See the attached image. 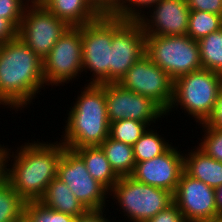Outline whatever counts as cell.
I'll return each mask as SVG.
<instances>
[{
	"mask_svg": "<svg viewBox=\"0 0 222 222\" xmlns=\"http://www.w3.org/2000/svg\"><path fill=\"white\" fill-rule=\"evenodd\" d=\"M44 86L43 60L25 42L17 36L0 44V105L23 110Z\"/></svg>",
	"mask_w": 222,
	"mask_h": 222,
	"instance_id": "obj_1",
	"label": "cell"
},
{
	"mask_svg": "<svg viewBox=\"0 0 222 222\" xmlns=\"http://www.w3.org/2000/svg\"><path fill=\"white\" fill-rule=\"evenodd\" d=\"M12 149L8 148L11 167L8 168L7 181L26 202L39 201L57 177V166L66 147L60 141L41 142L39 139L28 140L17 147V152H11Z\"/></svg>",
	"mask_w": 222,
	"mask_h": 222,
	"instance_id": "obj_2",
	"label": "cell"
},
{
	"mask_svg": "<svg viewBox=\"0 0 222 222\" xmlns=\"http://www.w3.org/2000/svg\"><path fill=\"white\" fill-rule=\"evenodd\" d=\"M83 90V91H82ZM73 106L67 110L65 132L59 139L70 150L100 146L109 137L105 84H85Z\"/></svg>",
	"mask_w": 222,
	"mask_h": 222,
	"instance_id": "obj_3",
	"label": "cell"
},
{
	"mask_svg": "<svg viewBox=\"0 0 222 222\" xmlns=\"http://www.w3.org/2000/svg\"><path fill=\"white\" fill-rule=\"evenodd\" d=\"M222 89V75L208 69H200L174 81V97L166 115L180 106L198 124L205 123L211 116L215 102ZM191 115V116H190Z\"/></svg>",
	"mask_w": 222,
	"mask_h": 222,
	"instance_id": "obj_4",
	"label": "cell"
},
{
	"mask_svg": "<svg viewBox=\"0 0 222 222\" xmlns=\"http://www.w3.org/2000/svg\"><path fill=\"white\" fill-rule=\"evenodd\" d=\"M110 196L120 206V214L124 213L130 222H147L174 203L170 191L138 182L130 176L120 177Z\"/></svg>",
	"mask_w": 222,
	"mask_h": 222,
	"instance_id": "obj_5",
	"label": "cell"
},
{
	"mask_svg": "<svg viewBox=\"0 0 222 222\" xmlns=\"http://www.w3.org/2000/svg\"><path fill=\"white\" fill-rule=\"evenodd\" d=\"M145 54L174 81L202 69L199 43L188 35L146 36Z\"/></svg>",
	"mask_w": 222,
	"mask_h": 222,
	"instance_id": "obj_6",
	"label": "cell"
},
{
	"mask_svg": "<svg viewBox=\"0 0 222 222\" xmlns=\"http://www.w3.org/2000/svg\"><path fill=\"white\" fill-rule=\"evenodd\" d=\"M112 37V15L82 25V63L84 73H92L89 84L110 83Z\"/></svg>",
	"mask_w": 222,
	"mask_h": 222,
	"instance_id": "obj_7",
	"label": "cell"
},
{
	"mask_svg": "<svg viewBox=\"0 0 222 222\" xmlns=\"http://www.w3.org/2000/svg\"><path fill=\"white\" fill-rule=\"evenodd\" d=\"M82 72V26L69 27L43 59L45 84L63 86Z\"/></svg>",
	"mask_w": 222,
	"mask_h": 222,
	"instance_id": "obj_8",
	"label": "cell"
},
{
	"mask_svg": "<svg viewBox=\"0 0 222 222\" xmlns=\"http://www.w3.org/2000/svg\"><path fill=\"white\" fill-rule=\"evenodd\" d=\"M57 178L64 182L88 211L106 209L109 191L88 173L84 161L65 149L57 166Z\"/></svg>",
	"mask_w": 222,
	"mask_h": 222,
	"instance_id": "obj_9",
	"label": "cell"
},
{
	"mask_svg": "<svg viewBox=\"0 0 222 222\" xmlns=\"http://www.w3.org/2000/svg\"><path fill=\"white\" fill-rule=\"evenodd\" d=\"M146 51V35L139 21L113 16L110 83H118Z\"/></svg>",
	"mask_w": 222,
	"mask_h": 222,
	"instance_id": "obj_10",
	"label": "cell"
},
{
	"mask_svg": "<svg viewBox=\"0 0 222 222\" xmlns=\"http://www.w3.org/2000/svg\"><path fill=\"white\" fill-rule=\"evenodd\" d=\"M70 26L47 8L29 4L17 30V36L42 60Z\"/></svg>",
	"mask_w": 222,
	"mask_h": 222,
	"instance_id": "obj_11",
	"label": "cell"
},
{
	"mask_svg": "<svg viewBox=\"0 0 222 222\" xmlns=\"http://www.w3.org/2000/svg\"><path fill=\"white\" fill-rule=\"evenodd\" d=\"M123 88L151 98L165 112L174 97V80L146 54L118 82Z\"/></svg>",
	"mask_w": 222,
	"mask_h": 222,
	"instance_id": "obj_12",
	"label": "cell"
},
{
	"mask_svg": "<svg viewBox=\"0 0 222 222\" xmlns=\"http://www.w3.org/2000/svg\"><path fill=\"white\" fill-rule=\"evenodd\" d=\"M105 99L110 123L132 119L151 126L166 116V112L151 98L127 90L119 83H105Z\"/></svg>",
	"mask_w": 222,
	"mask_h": 222,
	"instance_id": "obj_13",
	"label": "cell"
},
{
	"mask_svg": "<svg viewBox=\"0 0 222 222\" xmlns=\"http://www.w3.org/2000/svg\"><path fill=\"white\" fill-rule=\"evenodd\" d=\"M173 200L186 222H210L217 219L215 189L184 171Z\"/></svg>",
	"mask_w": 222,
	"mask_h": 222,
	"instance_id": "obj_14",
	"label": "cell"
},
{
	"mask_svg": "<svg viewBox=\"0 0 222 222\" xmlns=\"http://www.w3.org/2000/svg\"><path fill=\"white\" fill-rule=\"evenodd\" d=\"M184 171V152L171 146L165 153L135 164L130 177L134 180L175 193Z\"/></svg>",
	"mask_w": 222,
	"mask_h": 222,
	"instance_id": "obj_15",
	"label": "cell"
},
{
	"mask_svg": "<svg viewBox=\"0 0 222 222\" xmlns=\"http://www.w3.org/2000/svg\"><path fill=\"white\" fill-rule=\"evenodd\" d=\"M146 13L138 20L146 36L187 35L190 9L186 0H159Z\"/></svg>",
	"mask_w": 222,
	"mask_h": 222,
	"instance_id": "obj_16",
	"label": "cell"
},
{
	"mask_svg": "<svg viewBox=\"0 0 222 222\" xmlns=\"http://www.w3.org/2000/svg\"><path fill=\"white\" fill-rule=\"evenodd\" d=\"M184 153V172L216 189L222 186V162L207 155L198 145Z\"/></svg>",
	"mask_w": 222,
	"mask_h": 222,
	"instance_id": "obj_17",
	"label": "cell"
},
{
	"mask_svg": "<svg viewBox=\"0 0 222 222\" xmlns=\"http://www.w3.org/2000/svg\"><path fill=\"white\" fill-rule=\"evenodd\" d=\"M39 201L49 209L74 217L82 216L88 212L73 195L71 189L57 177L50 182L45 194Z\"/></svg>",
	"mask_w": 222,
	"mask_h": 222,
	"instance_id": "obj_18",
	"label": "cell"
},
{
	"mask_svg": "<svg viewBox=\"0 0 222 222\" xmlns=\"http://www.w3.org/2000/svg\"><path fill=\"white\" fill-rule=\"evenodd\" d=\"M85 163L88 173L109 192L120 177L112 169L100 146H84L73 150Z\"/></svg>",
	"mask_w": 222,
	"mask_h": 222,
	"instance_id": "obj_19",
	"label": "cell"
},
{
	"mask_svg": "<svg viewBox=\"0 0 222 222\" xmlns=\"http://www.w3.org/2000/svg\"><path fill=\"white\" fill-rule=\"evenodd\" d=\"M46 8L70 27L86 25L101 16L88 0H53Z\"/></svg>",
	"mask_w": 222,
	"mask_h": 222,
	"instance_id": "obj_20",
	"label": "cell"
},
{
	"mask_svg": "<svg viewBox=\"0 0 222 222\" xmlns=\"http://www.w3.org/2000/svg\"><path fill=\"white\" fill-rule=\"evenodd\" d=\"M100 147L114 172L119 176H130L135 167L133 146L108 137Z\"/></svg>",
	"mask_w": 222,
	"mask_h": 222,
	"instance_id": "obj_21",
	"label": "cell"
},
{
	"mask_svg": "<svg viewBox=\"0 0 222 222\" xmlns=\"http://www.w3.org/2000/svg\"><path fill=\"white\" fill-rule=\"evenodd\" d=\"M152 127L154 128L156 126L153 125L151 128H148L133 145L134 159L136 163L151 160L165 153L172 146L169 144V140H166L165 137L159 135L157 130Z\"/></svg>",
	"mask_w": 222,
	"mask_h": 222,
	"instance_id": "obj_22",
	"label": "cell"
},
{
	"mask_svg": "<svg viewBox=\"0 0 222 222\" xmlns=\"http://www.w3.org/2000/svg\"><path fill=\"white\" fill-rule=\"evenodd\" d=\"M198 43L202 68L222 75V28L201 38Z\"/></svg>",
	"mask_w": 222,
	"mask_h": 222,
	"instance_id": "obj_23",
	"label": "cell"
},
{
	"mask_svg": "<svg viewBox=\"0 0 222 222\" xmlns=\"http://www.w3.org/2000/svg\"><path fill=\"white\" fill-rule=\"evenodd\" d=\"M25 203L12 185L5 182L0 186V222H24Z\"/></svg>",
	"mask_w": 222,
	"mask_h": 222,
	"instance_id": "obj_24",
	"label": "cell"
},
{
	"mask_svg": "<svg viewBox=\"0 0 222 222\" xmlns=\"http://www.w3.org/2000/svg\"><path fill=\"white\" fill-rule=\"evenodd\" d=\"M222 28V16L206 11L190 10L187 35L195 41Z\"/></svg>",
	"mask_w": 222,
	"mask_h": 222,
	"instance_id": "obj_25",
	"label": "cell"
},
{
	"mask_svg": "<svg viewBox=\"0 0 222 222\" xmlns=\"http://www.w3.org/2000/svg\"><path fill=\"white\" fill-rule=\"evenodd\" d=\"M150 126L132 119H123L110 123L109 137L133 146Z\"/></svg>",
	"mask_w": 222,
	"mask_h": 222,
	"instance_id": "obj_26",
	"label": "cell"
},
{
	"mask_svg": "<svg viewBox=\"0 0 222 222\" xmlns=\"http://www.w3.org/2000/svg\"><path fill=\"white\" fill-rule=\"evenodd\" d=\"M74 216L54 211L40 201H27L24 206V222H76Z\"/></svg>",
	"mask_w": 222,
	"mask_h": 222,
	"instance_id": "obj_27",
	"label": "cell"
},
{
	"mask_svg": "<svg viewBox=\"0 0 222 222\" xmlns=\"http://www.w3.org/2000/svg\"><path fill=\"white\" fill-rule=\"evenodd\" d=\"M159 0H120L118 9L112 14L124 20L138 21ZM148 8V9H147ZM144 10V11H143Z\"/></svg>",
	"mask_w": 222,
	"mask_h": 222,
	"instance_id": "obj_28",
	"label": "cell"
},
{
	"mask_svg": "<svg viewBox=\"0 0 222 222\" xmlns=\"http://www.w3.org/2000/svg\"><path fill=\"white\" fill-rule=\"evenodd\" d=\"M202 125L204 136L200 139L198 147L203 150L207 155L222 162V129L210 127L205 124Z\"/></svg>",
	"mask_w": 222,
	"mask_h": 222,
	"instance_id": "obj_29",
	"label": "cell"
},
{
	"mask_svg": "<svg viewBox=\"0 0 222 222\" xmlns=\"http://www.w3.org/2000/svg\"><path fill=\"white\" fill-rule=\"evenodd\" d=\"M29 4L26 0H0V17L7 19L18 30Z\"/></svg>",
	"mask_w": 222,
	"mask_h": 222,
	"instance_id": "obj_30",
	"label": "cell"
},
{
	"mask_svg": "<svg viewBox=\"0 0 222 222\" xmlns=\"http://www.w3.org/2000/svg\"><path fill=\"white\" fill-rule=\"evenodd\" d=\"M190 10L206 11L222 16V0H186Z\"/></svg>",
	"mask_w": 222,
	"mask_h": 222,
	"instance_id": "obj_31",
	"label": "cell"
},
{
	"mask_svg": "<svg viewBox=\"0 0 222 222\" xmlns=\"http://www.w3.org/2000/svg\"><path fill=\"white\" fill-rule=\"evenodd\" d=\"M147 222H186V220L178 207L173 203Z\"/></svg>",
	"mask_w": 222,
	"mask_h": 222,
	"instance_id": "obj_32",
	"label": "cell"
},
{
	"mask_svg": "<svg viewBox=\"0 0 222 222\" xmlns=\"http://www.w3.org/2000/svg\"><path fill=\"white\" fill-rule=\"evenodd\" d=\"M101 15H112L119 7L120 0H88Z\"/></svg>",
	"mask_w": 222,
	"mask_h": 222,
	"instance_id": "obj_33",
	"label": "cell"
},
{
	"mask_svg": "<svg viewBox=\"0 0 222 222\" xmlns=\"http://www.w3.org/2000/svg\"><path fill=\"white\" fill-rule=\"evenodd\" d=\"M202 124L209 125L213 128L222 129V89L219 93L217 101L215 102V107L211 116L205 123Z\"/></svg>",
	"mask_w": 222,
	"mask_h": 222,
	"instance_id": "obj_34",
	"label": "cell"
},
{
	"mask_svg": "<svg viewBox=\"0 0 222 222\" xmlns=\"http://www.w3.org/2000/svg\"><path fill=\"white\" fill-rule=\"evenodd\" d=\"M17 37V29L3 17H0V44L11 41Z\"/></svg>",
	"mask_w": 222,
	"mask_h": 222,
	"instance_id": "obj_35",
	"label": "cell"
},
{
	"mask_svg": "<svg viewBox=\"0 0 222 222\" xmlns=\"http://www.w3.org/2000/svg\"><path fill=\"white\" fill-rule=\"evenodd\" d=\"M104 213L107 214L105 212V209L104 210H97V211H88L86 214L77 217L76 222H111L108 219V218H110V216L105 218L106 215Z\"/></svg>",
	"mask_w": 222,
	"mask_h": 222,
	"instance_id": "obj_36",
	"label": "cell"
},
{
	"mask_svg": "<svg viewBox=\"0 0 222 222\" xmlns=\"http://www.w3.org/2000/svg\"><path fill=\"white\" fill-rule=\"evenodd\" d=\"M1 145L0 143V186L7 182L8 177V146Z\"/></svg>",
	"mask_w": 222,
	"mask_h": 222,
	"instance_id": "obj_37",
	"label": "cell"
},
{
	"mask_svg": "<svg viewBox=\"0 0 222 222\" xmlns=\"http://www.w3.org/2000/svg\"><path fill=\"white\" fill-rule=\"evenodd\" d=\"M217 219L222 217V186L215 189Z\"/></svg>",
	"mask_w": 222,
	"mask_h": 222,
	"instance_id": "obj_38",
	"label": "cell"
},
{
	"mask_svg": "<svg viewBox=\"0 0 222 222\" xmlns=\"http://www.w3.org/2000/svg\"><path fill=\"white\" fill-rule=\"evenodd\" d=\"M53 0H35L32 4L41 7L46 8Z\"/></svg>",
	"mask_w": 222,
	"mask_h": 222,
	"instance_id": "obj_39",
	"label": "cell"
},
{
	"mask_svg": "<svg viewBox=\"0 0 222 222\" xmlns=\"http://www.w3.org/2000/svg\"><path fill=\"white\" fill-rule=\"evenodd\" d=\"M210 222H222V217L221 218H218V219H215V220H212Z\"/></svg>",
	"mask_w": 222,
	"mask_h": 222,
	"instance_id": "obj_40",
	"label": "cell"
},
{
	"mask_svg": "<svg viewBox=\"0 0 222 222\" xmlns=\"http://www.w3.org/2000/svg\"><path fill=\"white\" fill-rule=\"evenodd\" d=\"M28 1L30 4H32L35 0H26Z\"/></svg>",
	"mask_w": 222,
	"mask_h": 222,
	"instance_id": "obj_41",
	"label": "cell"
}]
</instances>
